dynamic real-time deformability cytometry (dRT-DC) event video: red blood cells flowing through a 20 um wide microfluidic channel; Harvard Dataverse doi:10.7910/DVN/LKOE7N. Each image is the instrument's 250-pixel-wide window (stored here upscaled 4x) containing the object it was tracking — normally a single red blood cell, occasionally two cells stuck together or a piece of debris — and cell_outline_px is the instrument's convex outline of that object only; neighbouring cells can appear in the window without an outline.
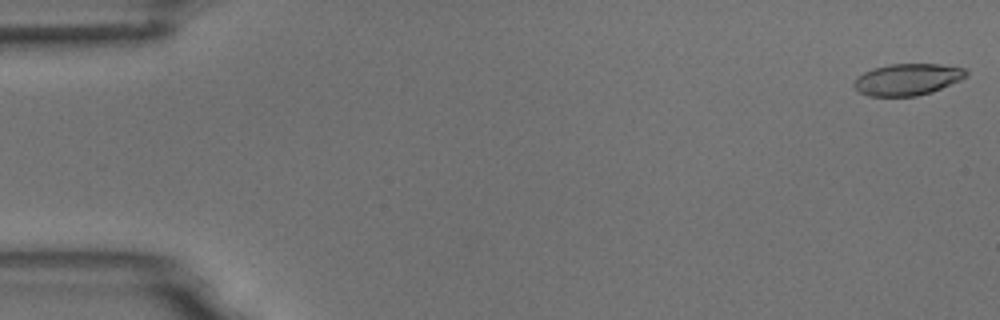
{"species": "common noctule bat (a hibernating species)", "species_latin": "Nyctalus noctula", "temperature_condition": "room temperature", "stored_images_in_passage": 5, "camera_frame_rate_fps": 3000, "um_per_image_px": 0.085, "animal": {"sex": "male", "body_mass_g": 18.8}, "frame": {"image": 1, "passage_image": 1, "time_ms": 0.0, "image_size_px": [1000, 320], "cell_outline_px": [[968, 76], [960, 80], [932, 92], [916, 96], [868, 96], [860, 92], [852, 84], [856, 76], [872, 68], [888, 64], [940, 64], [964, 68], [968, 72]], "centroid_in_image_um": [77.12, 6.74], "position_along_channel_um": 7.9, "area_um2": 20.81}}
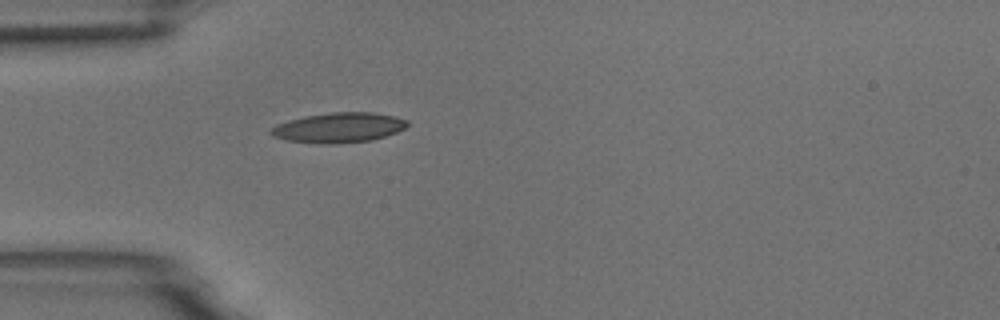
{"frame": {"image": 2, "passage_image": 5, "time_ms": 1.333, "image_size_px": [1000, 320], "cell_outline_px": [[408, 124], [404, 128], [396, 132], [372, 140], [332, 144], [324, 144], [288, 140], [272, 136], [268, 132], [276, 124], [288, 120], [304, 116], [332, 112], [372, 112], [396, 116], [408, 120]], "centroid_in_image_um": [28.78, 10.84], "position_along_channel_um": 56.2, "area_um2": 23.81}}